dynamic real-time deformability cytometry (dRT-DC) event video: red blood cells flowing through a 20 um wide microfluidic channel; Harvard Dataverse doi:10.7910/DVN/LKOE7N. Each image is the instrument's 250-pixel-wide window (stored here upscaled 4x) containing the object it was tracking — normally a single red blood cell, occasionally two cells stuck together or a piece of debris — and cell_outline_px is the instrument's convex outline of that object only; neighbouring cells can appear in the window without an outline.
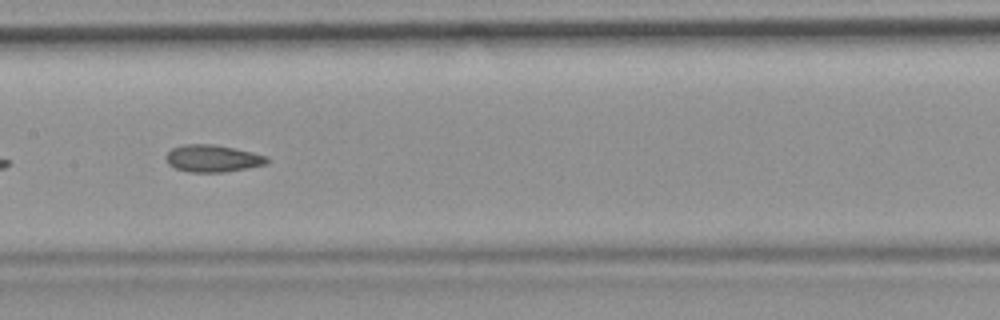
{"species": "common noctule bat (a hibernating species)", "species_latin": "Nyctalus noctula", "temperature_condition": "room temperature", "stored_images_in_passage": 39, "camera_frame_rate_fps": 3000, "um_per_image_px": 0.085, "animal": {"sex": "female", "body_mass_g": 19.9}, "frame": {"image": 1, "passage_image": 12, "time_ms": 3.667, "image_size_px": [1000, 320], "cell_outline_px": [[268, 164], [248, 168], [224, 172], [192, 172], [176, 168], [168, 164], [168, 152], [172, 148], [184, 144], [212, 144], [252, 152], [268, 156]], "centroid_in_image_um": [18.12, 13.47], "position_along_channel_um": 189.3, "area_um2": 15.78}, "authors_computed_cell_mechanics": {"area_um2": 16.0106, "velocity_mm_per_s": 3.7383, "shape_relaxation_time_tau1_ms": null, "shape_relaxation_time_tau2_ms": 2.7148, "deformation_change_tau1": null, "deformation_change_tau2": 0.0862}}